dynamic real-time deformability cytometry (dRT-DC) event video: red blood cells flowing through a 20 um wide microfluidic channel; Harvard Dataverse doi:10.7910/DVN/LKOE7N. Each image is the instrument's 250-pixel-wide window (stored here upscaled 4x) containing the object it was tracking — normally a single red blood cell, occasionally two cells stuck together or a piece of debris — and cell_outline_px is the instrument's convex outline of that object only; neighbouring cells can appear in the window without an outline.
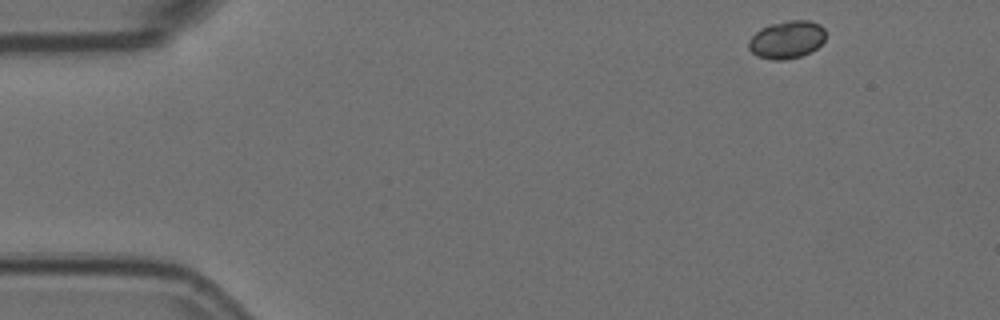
{"species": "Egyptian fruit bat (a non-hibernating species)", "species_latin": "Rousettus aegyptiacus", "temperature_condition": "room temperature", "stored_images_in_passage": 3, "camera_frame_rate_fps": 3000, "um_per_image_px": 0.085, "animal": {"sex": "female"}, "frame": {"image": 1, "passage_image": 1, "time_ms": 0.0, "image_size_px": [1000, 320], "cell_outline_px": [[824, 40], [816, 48], [800, 56], [784, 60], [772, 60], [756, 56], [748, 48], [748, 40], [760, 28], [772, 24], [788, 20], [808, 20], [820, 24], [824, 28]], "centroid_in_image_um": [66.85, 3.37], "position_along_channel_um": 18.2, "area_um2": 16.88}}